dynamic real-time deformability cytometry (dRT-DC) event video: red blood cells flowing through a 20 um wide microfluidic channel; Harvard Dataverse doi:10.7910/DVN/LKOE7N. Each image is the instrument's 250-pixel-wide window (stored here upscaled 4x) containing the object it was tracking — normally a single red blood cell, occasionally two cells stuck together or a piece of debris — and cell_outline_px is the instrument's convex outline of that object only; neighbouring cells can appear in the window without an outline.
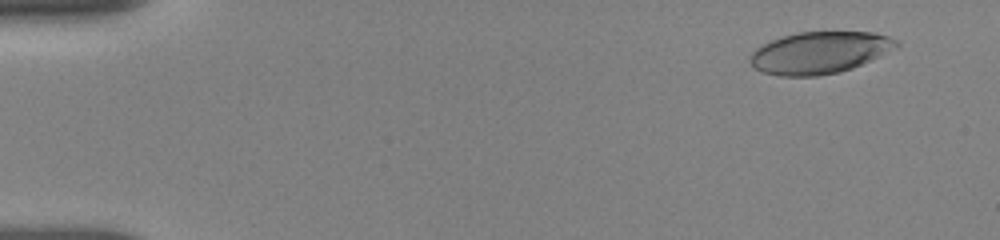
{"species": "human", "species_latin": "Homo sapiens", "temperature_condition": "room temperature", "stored_images_in_passage": 17, "camera_frame_rate_fps": 3000, "um_per_image_px": 0.085, "donor": {"sex": "female"}, "frame": {"image": 1, "passage_image": 2, "time_ms": 0.333, "image_size_px": [1000, 240], "cell_outline_px": [[900, 44], [852, 68], [820, 76], [780, 76], [764, 72], [756, 68], [748, 60], [752, 52], [756, 48], [772, 40], [784, 36], [800, 32], [872, 32], [888, 36], [896, 40]], "centroid_in_image_um": [69.61, 4.47], "position_along_channel_um": 15.4, "area_um2": 34.97}}